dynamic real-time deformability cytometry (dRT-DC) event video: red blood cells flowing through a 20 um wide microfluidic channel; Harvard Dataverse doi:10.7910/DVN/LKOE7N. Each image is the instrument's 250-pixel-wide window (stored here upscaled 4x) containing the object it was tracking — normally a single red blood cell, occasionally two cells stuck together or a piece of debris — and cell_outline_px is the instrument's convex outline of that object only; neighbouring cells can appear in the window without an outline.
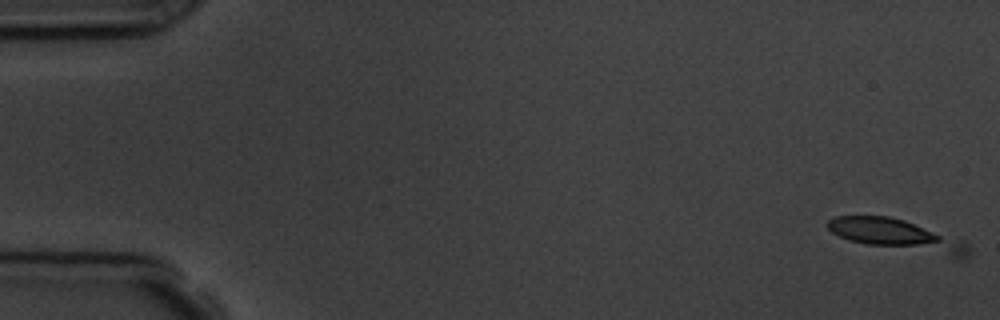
{"species": "common noctule bat (a hibernating species)", "species_latin": "Nyctalus noctula", "temperature_condition": "room temperature", "stored_images_in_passage": 8, "camera_frame_rate_fps": 3000, "um_per_image_px": 0.085, "animal": {"sex": "male", "body_mass_g": 19.5, "forearm_length_mm": 54.6}, "frame": {"image": 1, "passage_image": 1, "time_ms": 0.0, "image_size_px": [1000, 320], "cell_outline_px": [[968, 256], [964, 260], [960, 260], [864, 244], [848, 240], [832, 232], [824, 224], [828, 220], [836, 216], [888, 216], [904, 220], [960, 240], [968, 244]], "centroid_in_image_um": [76.28, 20.04], "position_along_channel_um": 8.7, "area_um2": 25.78}}
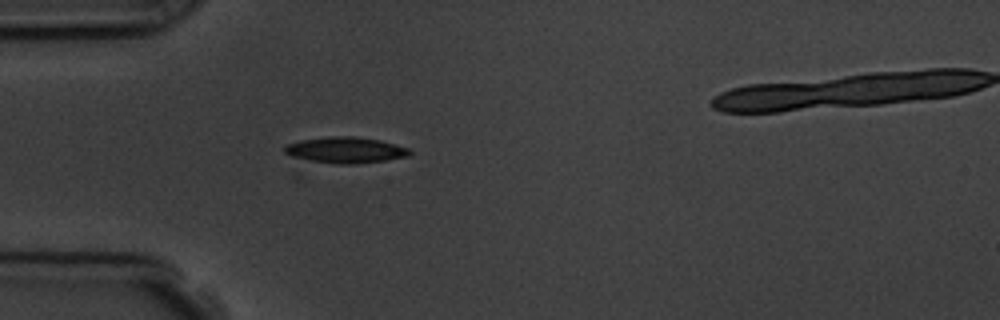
{"frame": {"image": 2, "passage_image": 7, "time_ms": 7.667, "image_size_px": [1000, 320], "cell_outline_px": [[412, 152], [408, 156], [384, 160], [352, 164], [340, 164], [312, 160], [292, 156], [284, 152], [284, 148], [288, 144], [300, 140], [328, 136], [352, 136], [380, 140], [408, 148]], "centroid_in_image_um": [29.37, 12.74], "position_along_channel_um": 55.6, "area_um2": 18.61}}